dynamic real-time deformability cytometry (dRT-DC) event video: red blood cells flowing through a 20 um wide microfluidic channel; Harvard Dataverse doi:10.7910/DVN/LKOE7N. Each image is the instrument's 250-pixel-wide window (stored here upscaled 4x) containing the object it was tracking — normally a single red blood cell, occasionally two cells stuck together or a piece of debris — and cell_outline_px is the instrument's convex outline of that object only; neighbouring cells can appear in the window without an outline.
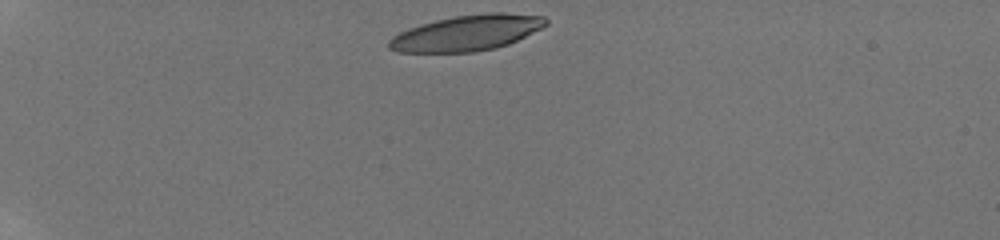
{"species": "human", "species_latin": "Homo sapiens", "temperature_condition": "room temperature", "stored_images_in_passage": 40, "camera_frame_rate_fps": 3000, "um_per_image_px": 0.085, "donor": {"sex": "male"}, "frame": {"image": 1, "passage_image": 1, "time_ms": 0.0, "image_size_px": [1000, 240], "cell_outline_px": [[548, 24], [508, 44], [496, 48], [472, 52], [396, 52], [388, 48], [388, 40], [392, 36], [408, 28], [420, 24], [436, 20], [456, 16], [484, 12], [504, 12], [544, 16], [548, 20]], "centroid_in_image_um": [39.66, 2.79], "position_along_channel_um": 45.3, "area_um2": 32.6}}
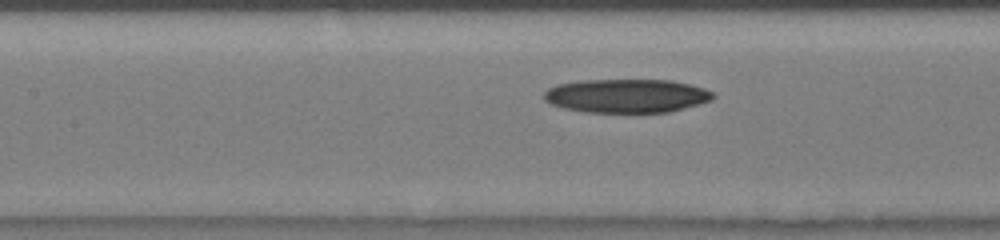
{"frame": {"image": 2, "passage_image": 14, "time_ms": 4.333, "image_size_px": [1000, 240], "cell_outline_px": [[716, 96], [712, 100], [700, 104], [668, 112], [584, 112], [564, 108], [548, 104], [544, 100], [544, 92], [548, 88], [556, 84], [584, 80], [672, 80], [704, 88], [712, 92]], "centroid_in_image_um": [53.24, 8.14], "position_along_channel_um": 154.2, "area_um2": 33.35}}
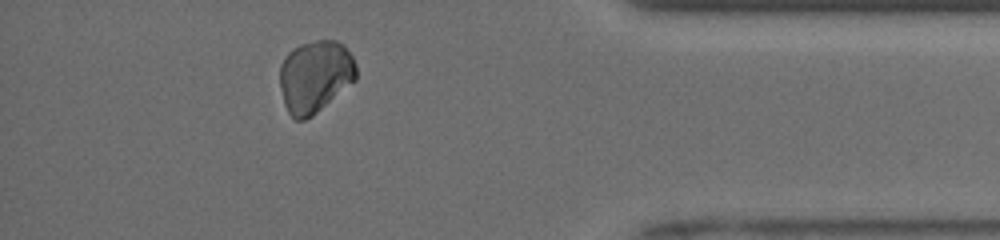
{"frame": {"image": 3, "passage_image": 35, "time_ms": 11.333, "image_size_px": [1000, 240], "cell_outline_px": [[356, 80], [312, 116], [304, 120], [296, 120], [288, 112], [284, 104], [280, 88], [280, 64], [288, 52], [300, 44], [316, 40], [336, 40], [344, 44], [352, 56], [356, 64]], "centroid_in_image_um": [26.78, 6.48], "position_along_channel_um": 408.4, "area_um2": 32.31}, "authors_computed_cell_mechanics": {"area_um2": 33.1772, "velocity_mm_per_s": 3.9576, "shape_relaxation_time_tau1_ms": 7.3945, "shape_relaxation_time_tau2_ms": null, "deformation_change_tau1": 0.1037, "deformation_change_tau2": null}}